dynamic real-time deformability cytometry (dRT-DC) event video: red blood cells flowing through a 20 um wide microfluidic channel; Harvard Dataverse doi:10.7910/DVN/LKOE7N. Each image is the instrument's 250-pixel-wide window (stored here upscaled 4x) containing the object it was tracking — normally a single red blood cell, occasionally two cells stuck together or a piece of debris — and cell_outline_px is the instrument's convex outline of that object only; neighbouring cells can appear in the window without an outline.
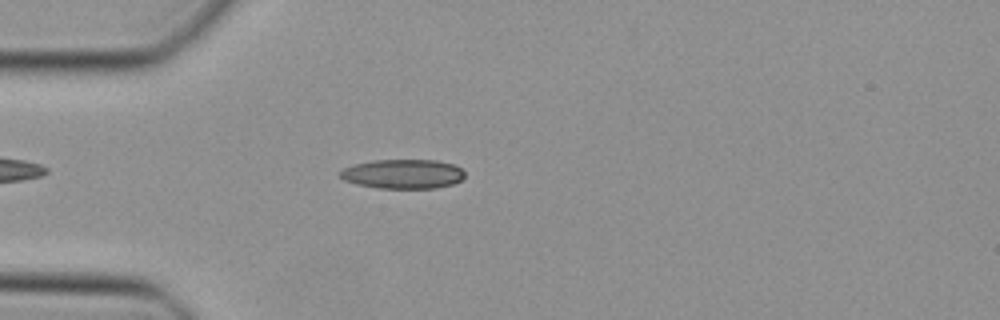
{"species": "Egyptian fruit bat (a non-hibernating species)", "species_latin": "Rousettus aegyptiacus", "temperature_condition": "cold", "stored_images_in_passage": 38, "camera_frame_rate_fps": 3000, "um_per_image_px": 0.085, "animal": {"sex": "female"}, "frame": {"image": 1, "passage_image": 4, "time_ms": 1.0, "image_size_px": [1000, 320], "cell_outline_px": [[464, 176], [460, 180], [452, 184], [436, 188], [376, 188], [356, 184], [344, 180], [336, 172], [344, 168], [356, 164], [372, 160], [436, 160], [456, 164], [464, 172]], "centroid_in_image_um": [34.23, 14.78], "position_along_channel_um": 50.8, "area_um2": 21.44}}
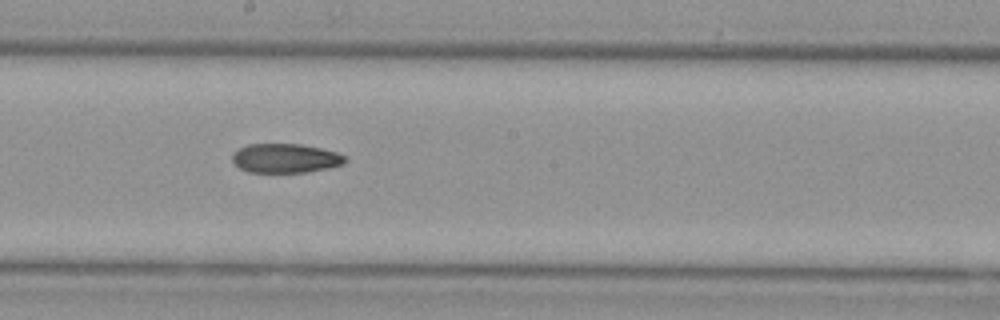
{"frame": {"image": 2, "passage_image": 17, "time_ms": 5.333, "image_size_px": [1000, 320], "cell_outline_px": [[344, 164], [328, 168], [308, 172], [248, 172], [240, 168], [232, 160], [232, 156], [240, 148], [248, 144], [300, 144], [320, 148], [336, 152], [344, 156]], "centroid_in_image_um": [24.25, 13.45], "position_along_channel_um": 223.9, "area_um2": 18.96}}
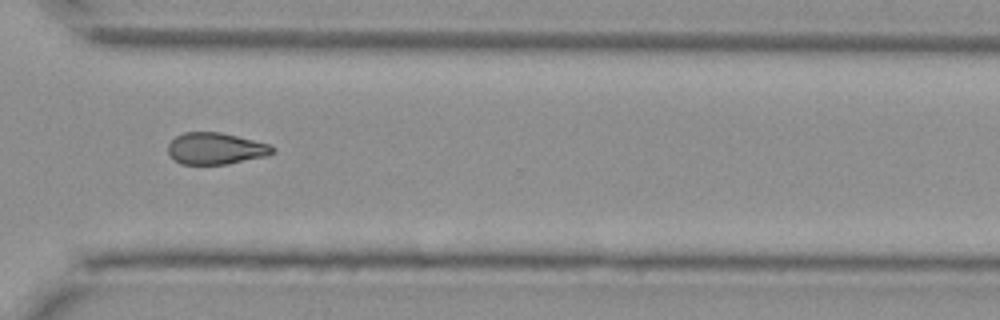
{"frame": {"image": 3, "passage_image": 26, "time_ms": 8.333, "image_size_px": [1000, 320], "cell_outline_px": [[276, 152], [268, 156], [228, 164], [180, 164], [168, 152], [168, 144], [176, 136], [184, 132], [220, 132], [268, 144], [276, 148]], "centroid_in_image_um": [18.36, 12.63], "position_along_channel_um": 352.2, "area_um2": 19.25}}